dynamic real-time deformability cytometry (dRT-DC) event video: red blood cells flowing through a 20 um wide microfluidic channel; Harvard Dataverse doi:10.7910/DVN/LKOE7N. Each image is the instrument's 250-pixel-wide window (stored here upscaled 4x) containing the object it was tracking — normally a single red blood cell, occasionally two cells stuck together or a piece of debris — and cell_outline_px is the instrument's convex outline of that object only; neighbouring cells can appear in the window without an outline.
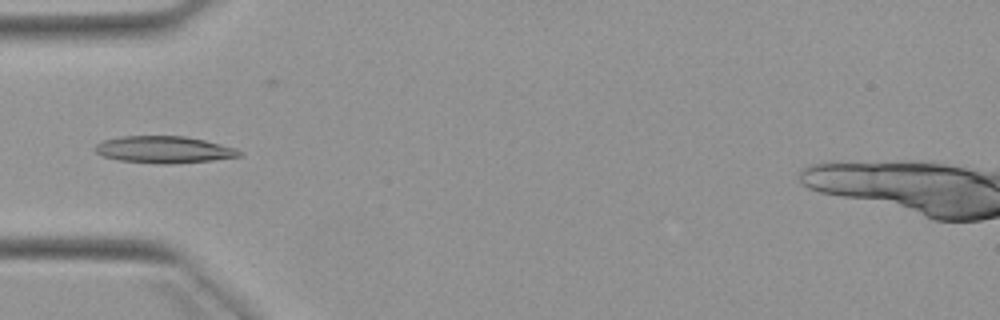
{"species": "Egyptian fruit bat (a non-hibernating species)", "species_latin": "Rousettus aegyptiacus", "temperature_condition": "warm", "stored_images_in_passage": 5, "camera_frame_rate_fps": 3000, "um_per_image_px": 0.085, "animal": {"sex": "female"}, "frame": {"image": 1, "passage_image": 4, "time_ms": 4.333, "image_size_px": [1000, 320], "cell_outline_px": [[244, 152], [240, 156], [212, 160], [168, 164], [160, 164], [120, 160], [100, 156], [92, 148], [96, 144], [104, 140], [120, 136], [184, 136], [204, 140], [236, 148]], "centroid_in_image_um": [13.9, 12.71], "position_along_channel_um": 71.1, "area_um2": 22.66}}
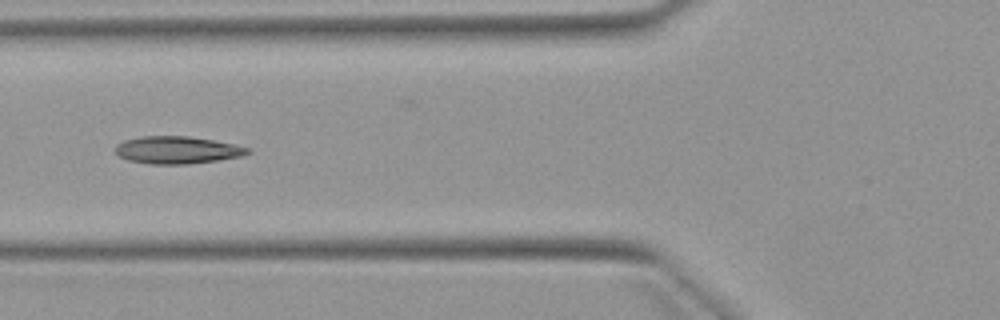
{"frame": {"image": 2, "passage_image": 5, "time_ms": 5.333, "image_size_px": [1000, 320], "cell_outline_px": [[252, 152], [240, 156], [216, 160], [188, 164], [152, 164], [128, 160], [120, 156], [116, 152], [116, 144], [124, 140], [144, 136], [188, 136], [236, 144], [248, 148]], "centroid_in_image_um": [15.06, 12.74], "position_along_channel_um": 110.7, "area_um2": 20.92}}